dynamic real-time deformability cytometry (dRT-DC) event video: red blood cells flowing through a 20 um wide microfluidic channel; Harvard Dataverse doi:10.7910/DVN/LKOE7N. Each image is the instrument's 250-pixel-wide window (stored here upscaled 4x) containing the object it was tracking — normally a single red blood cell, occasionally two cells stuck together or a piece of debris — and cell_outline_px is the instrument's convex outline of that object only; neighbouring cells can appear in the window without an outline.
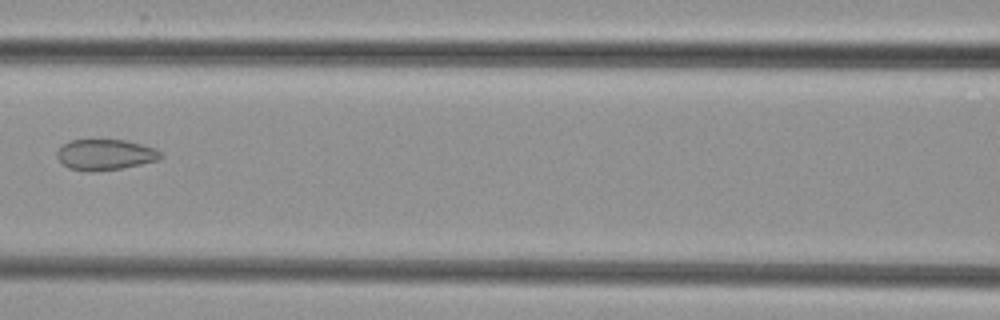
{"species": "common noctule bat (a hibernating species)", "species_latin": "Nyctalus noctula", "temperature_condition": "cold", "stored_images_in_passage": 4, "camera_frame_rate_fps": 3000, "um_per_image_px": 0.085, "animal": {"sex": "female", "body_mass_g": 29.2, "forearm_length_mm": 56.3}, "frame": {"image": 1, "passage_image": 3, "time_ms": 2.333, "image_size_px": [1000, 320], "cell_outline_px": [[164, 156], [160, 160], [120, 168], [92, 172], [88, 172], [68, 168], [56, 156], [56, 152], [64, 144], [72, 140], [124, 140], [140, 144], [152, 148], [160, 152]], "centroid_in_image_um": [8.94, 13.16], "position_along_channel_um": 157.7, "area_um2": 18.38}}
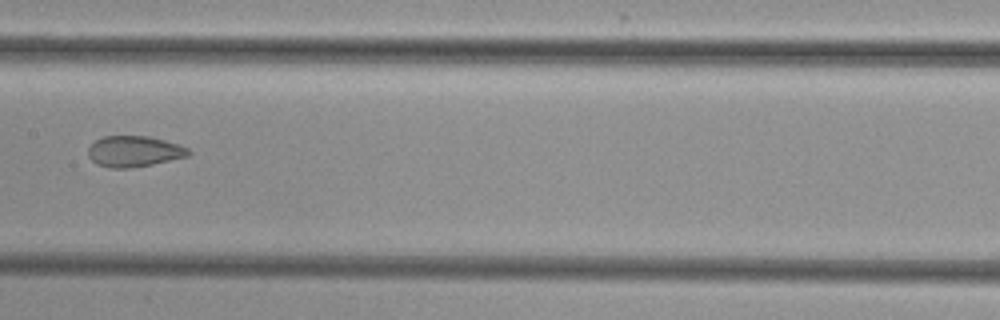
{"frame": {"image": 2, "passage_image": 4, "time_ms": 3.333, "image_size_px": [1000, 320], "cell_outline_px": [[192, 152], [188, 156], [152, 164], [132, 168], [108, 168], [96, 164], [88, 156], [88, 148], [96, 140], [104, 136], [152, 136], [180, 144], [188, 148]], "centroid_in_image_um": [11.41, 12.86], "position_along_channel_um": 196.0, "area_um2": 18.26}}